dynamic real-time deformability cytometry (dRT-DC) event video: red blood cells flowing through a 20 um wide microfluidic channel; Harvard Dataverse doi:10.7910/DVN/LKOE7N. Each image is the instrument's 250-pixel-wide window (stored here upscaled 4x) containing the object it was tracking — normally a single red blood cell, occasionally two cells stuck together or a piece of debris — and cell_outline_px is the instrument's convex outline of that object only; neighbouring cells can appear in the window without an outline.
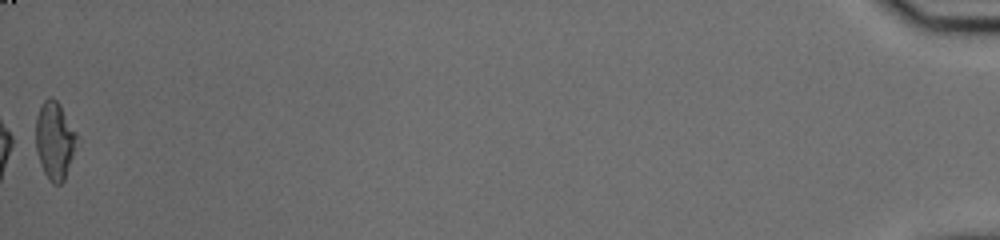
{"species": "common noctule bat (a hibernating species)", "species_latin": "Nyctalus noctula", "temperature_condition": "cold", "stored_images_in_passage": 41, "camera_frame_rate_fps": 3000, "um_per_image_px": 0.085, "animal": {"sex": "male", "body_mass_g": 20.0, "forearm_length_mm": 53.3}, "frame": {"image": 1, "passage_image": 41, "time_ms": 13.333, "image_size_px": [1000, 240], "cell_outline_px": [[76, 136], [72, 156], [64, 180], [60, 184], [52, 184], [48, 180], [40, 164], [36, 148], [36, 116], [44, 100], [48, 96], [52, 96], [60, 104], [76, 132]], "centroid_in_image_um": [4.62, 11.92], "position_along_channel_um": 430.6, "area_um2": 18.26}, "authors_computed_cell_mechanics": {"area_um2": 18.9584, "velocity_mm_per_s": 3.7456, "shape_relaxation_time_tau1_ms": null, "shape_relaxation_time_tau2_ms": 7.0823, "deformation_change_tau1": null, "deformation_change_tau2": 0.1416}}